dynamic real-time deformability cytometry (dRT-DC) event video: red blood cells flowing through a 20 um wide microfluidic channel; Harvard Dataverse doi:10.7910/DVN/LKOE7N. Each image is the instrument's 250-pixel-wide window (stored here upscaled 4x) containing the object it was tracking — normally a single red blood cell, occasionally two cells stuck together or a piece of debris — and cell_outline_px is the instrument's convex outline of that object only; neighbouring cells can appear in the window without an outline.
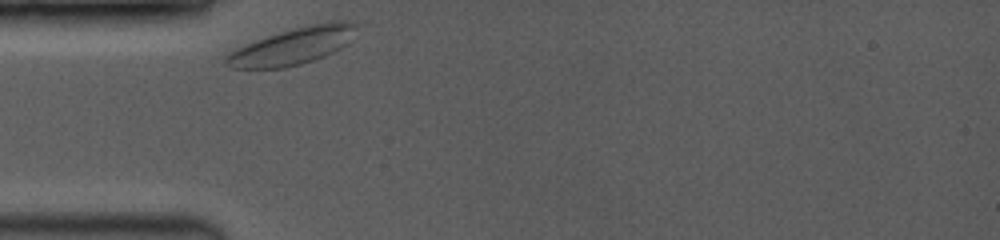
{"species": "common noctule bat (a hibernating species)", "species_latin": "Nyctalus noctula", "temperature_condition": "room temperature", "stored_images_in_passage": 48, "camera_frame_rate_fps": 3500, "um_per_image_px": 0.085, "animal": {"sex": "female", "body_mass_g": 19.0, "forearm_length_mm": 53.3}, "frame": {"image": 1, "passage_image": 1, "time_ms": 0.0, "image_size_px": [1000, 240], "cell_outline_px": [[356, 24], [344, 44], [340, 48], [324, 56], [300, 64], [284, 68], [232, 68], [224, 64], [224, 56], [256, 40], [292, 28], [308, 24], [328, 20], [352, 20]], "centroid_in_image_um": [24.86, 3.9], "position_along_channel_um": 60.1, "area_um2": 27.46}}
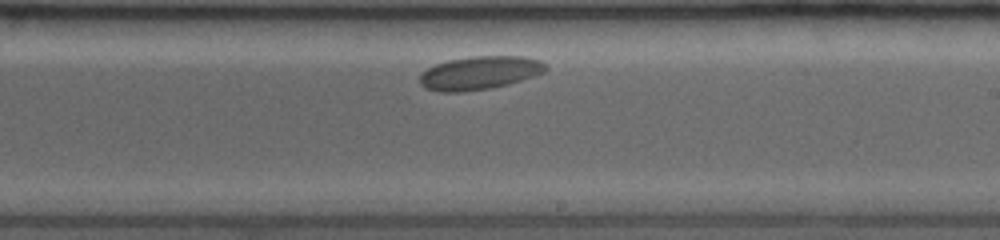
{"frame": {"image": 2, "passage_image": 27, "time_ms": 5.429, "image_size_px": [1000, 240], "cell_outline_px": [[548, 68], [544, 72], [508, 84], [492, 88], [460, 92], [436, 92], [424, 88], [420, 84], [420, 72], [436, 64], [448, 60], [472, 56], [524, 56], [540, 60]], "centroid_in_image_um": [40.72, 6.2], "position_along_channel_um": 248.3, "area_um2": 24.57}}
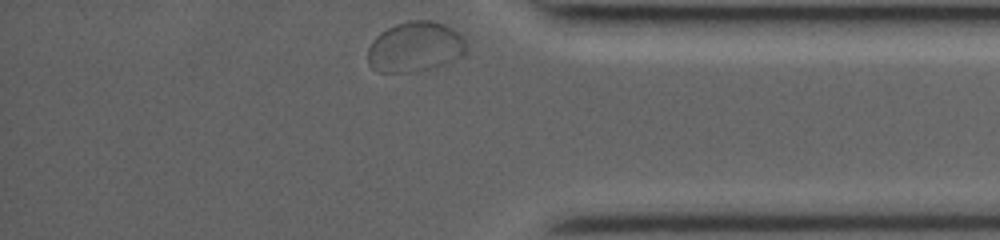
{"frame": {"image": 3, "passage_image": 48, "time_ms": 9.714, "image_size_px": [1000, 240], "cell_outline_px": [[468, 52], [452, 60], [428, 68], [408, 72], [380, 72], [372, 68], [368, 64], [368, 48], [372, 40], [380, 32], [396, 24], [408, 20], [432, 20], [444, 24], [452, 28], [468, 44]], "centroid_in_image_um": [35.26, 3.96], "position_along_channel_um": 399.9, "area_um2": 28.67}}